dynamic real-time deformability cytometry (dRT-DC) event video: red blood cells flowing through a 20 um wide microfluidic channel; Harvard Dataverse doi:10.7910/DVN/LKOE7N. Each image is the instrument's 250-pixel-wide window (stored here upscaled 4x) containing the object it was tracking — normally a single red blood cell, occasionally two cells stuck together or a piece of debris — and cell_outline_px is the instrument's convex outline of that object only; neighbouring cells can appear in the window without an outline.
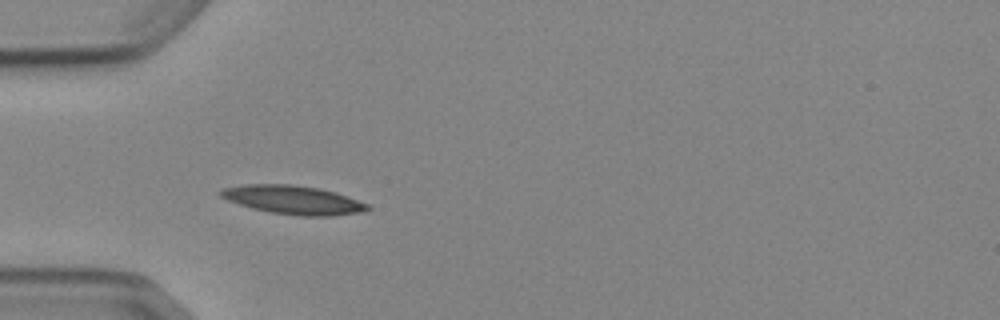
{"species": "Egyptian fruit bat (a non-hibernating species)", "species_latin": "Rousettus aegyptiacus", "temperature_condition": "cold", "stored_images_in_passage": 5, "camera_frame_rate_fps": 3000, "um_per_image_px": 0.085, "animal": {"sex": "female"}, "frame": {"image": 1, "passage_image": 5, "time_ms": 5.0, "image_size_px": [1000, 320], "cell_outline_px": [[372, 208], [360, 212], [332, 216], [300, 216], [272, 212], [252, 208], [228, 200], [220, 196], [216, 192], [224, 188], [244, 184], [292, 184], [320, 188], [368, 204]], "centroid_in_image_um": [24.88, 16.98], "position_along_channel_um": 60.1, "area_um2": 24.28}}